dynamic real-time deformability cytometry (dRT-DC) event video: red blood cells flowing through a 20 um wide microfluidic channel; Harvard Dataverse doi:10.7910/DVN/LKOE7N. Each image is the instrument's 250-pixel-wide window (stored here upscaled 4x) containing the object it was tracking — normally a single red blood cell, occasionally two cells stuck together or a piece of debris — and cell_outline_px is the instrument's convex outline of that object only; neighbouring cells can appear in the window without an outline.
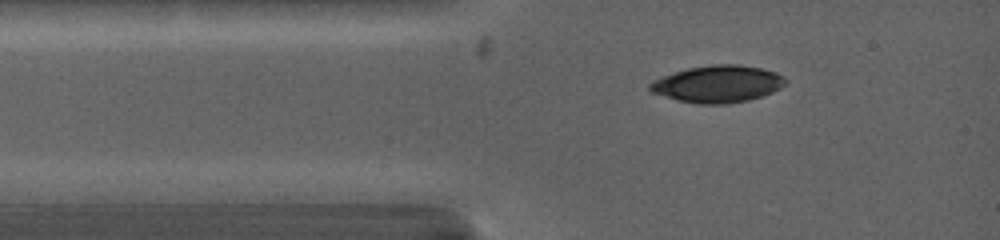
{"species": "common noctule bat (a hibernating species)", "species_latin": "Nyctalus noctula", "temperature_condition": "warm", "stored_images_in_passage": 3, "camera_frame_rate_fps": 5000, "um_per_image_px": 0.085, "animal": {"sex": "female", "body_mass_g": 19.0, "forearm_length_mm": 53.3}, "frame": {"image": 1, "passage_image": 2, "time_ms": 0.6, "image_size_px": [1000, 240], "cell_outline_px": [[788, 80], [780, 88], [772, 92], [748, 100], [724, 104], [696, 104], [680, 100], [652, 92], [648, 88], [648, 84], [652, 80], [660, 76], [688, 68], [712, 64], [736, 64], [760, 68], [776, 72], [784, 76]], "centroid_in_image_um": [61.0, 7.13], "position_along_channel_um": 24.0, "area_um2": 29.19}}